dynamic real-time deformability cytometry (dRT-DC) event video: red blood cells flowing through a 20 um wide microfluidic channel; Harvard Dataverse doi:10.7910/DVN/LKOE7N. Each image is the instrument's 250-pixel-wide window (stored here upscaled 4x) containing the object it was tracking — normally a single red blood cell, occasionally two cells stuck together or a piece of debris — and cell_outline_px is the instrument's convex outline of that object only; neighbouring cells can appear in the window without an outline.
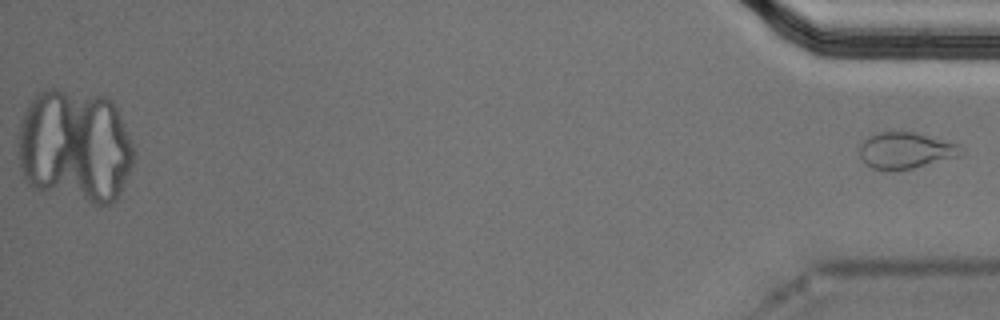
{"species": "Egyptian fruit bat (a non-hibernating species)", "species_latin": "Rousettus aegyptiacus", "temperature_condition": "cold", "stored_images_in_passage": 37, "camera_frame_rate_fps": 3000, "um_per_image_px": 0.085, "animal": {"sex": "male"}, "frame": {"image": 1, "passage_image": 37, "time_ms": 12.0, "image_size_px": [1000, 320], "cell_outline_px": [[960, 156], [896, 172], [892, 172], [872, 168], [860, 156], [860, 144], [868, 136], [876, 132], [916, 132], [960, 144]], "centroid_in_image_um": [76.96, 12.79], "position_along_channel_um": 358.2, "area_um2": 21.56}}